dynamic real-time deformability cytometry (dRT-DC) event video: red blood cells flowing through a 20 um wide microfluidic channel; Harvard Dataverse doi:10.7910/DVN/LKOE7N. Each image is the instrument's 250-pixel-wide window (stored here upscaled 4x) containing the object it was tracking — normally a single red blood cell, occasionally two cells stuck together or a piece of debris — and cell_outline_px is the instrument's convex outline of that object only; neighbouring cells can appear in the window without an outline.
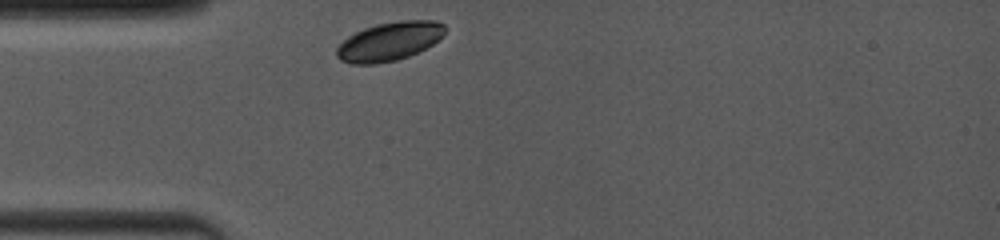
{"species": "common noctule bat (a hibernating species)", "species_latin": "Nyctalus noctula", "temperature_condition": "room temperature", "stored_images_in_passage": 8, "camera_frame_rate_fps": 4000, "um_per_image_px": 0.085, "animal": {"sex": "female", "body_mass_g": 19.0, "forearm_length_mm": 53.3}, "frame": {"image": 1, "passage_image": 1, "time_ms": 0.0, "image_size_px": [1000, 240], "cell_outline_px": [[444, 32], [432, 44], [408, 56], [396, 60], [376, 64], [352, 64], [340, 60], [336, 56], [336, 48], [348, 36], [364, 28], [376, 24], [400, 20], [436, 20], [444, 24]], "centroid_in_image_um": [33.05, 3.51], "position_along_channel_um": 51.9, "area_um2": 24.22}}
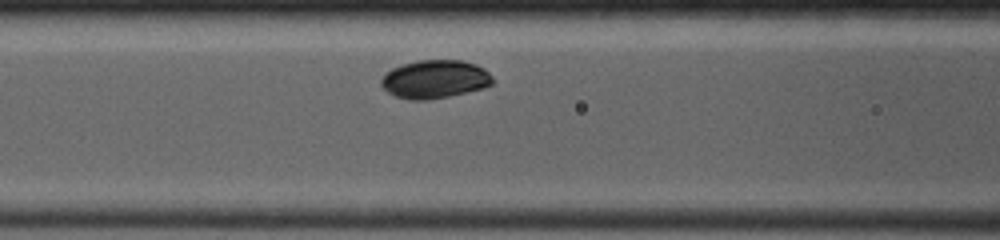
{"frame": {"image": 2, "passage_image": 6, "time_ms": 2.25, "image_size_px": [1000, 240], "cell_outline_px": [[492, 84], [484, 88], [448, 96], [428, 100], [408, 100], [396, 96], [388, 92], [380, 84], [380, 80], [392, 68], [416, 60], [464, 60], [476, 64], [484, 68], [492, 76]], "centroid_in_image_um": [36.97, 6.73], "position_along_channel_um": 129.6, "area_um2": 24.85}}
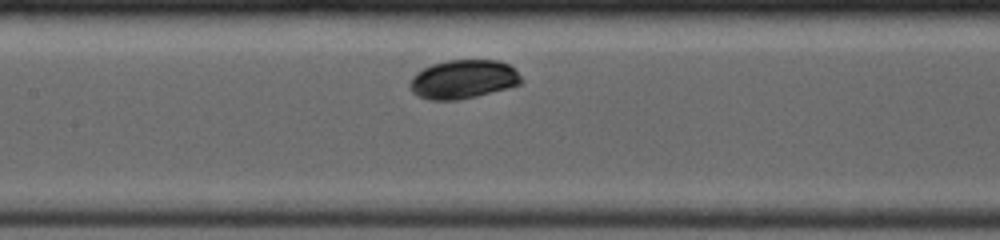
{"frame": {"image": 3, "passage_image": 8, "time_ms": 3.25, "image_size_px": [1000, 240], "cell_outline_px": [[524, 80], [520, 84], [476, 96], [456, 100], [428, 100], [416, 96], [408, 88], [408, 84], [412, 76], [416, 72], [432, 64], [448, 60], [500, 60], [508, 64]], "centroid_in_image_um": [39.31, 6.74], "position_along_channel_um": 168.1, "area_um2": 25.26}}